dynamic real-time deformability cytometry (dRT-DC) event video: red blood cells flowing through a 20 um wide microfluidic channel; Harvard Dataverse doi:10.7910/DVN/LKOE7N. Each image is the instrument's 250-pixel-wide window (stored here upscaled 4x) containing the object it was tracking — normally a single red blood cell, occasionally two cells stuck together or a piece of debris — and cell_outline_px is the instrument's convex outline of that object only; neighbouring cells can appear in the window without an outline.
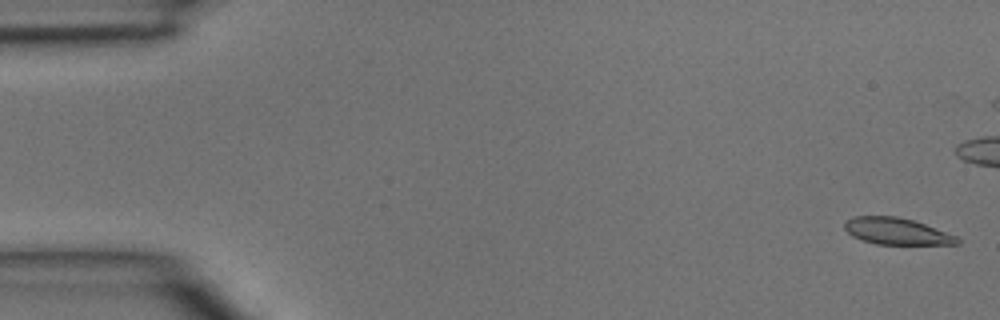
{"species": "common noctule bat (a hibernating species)", "species_latin": "Nyctalus noctula", "temperature_condition": "room temperature", "stored_images_in_passage": 8, "camera_frame_rate_fps": 3000, "um_per_image_px": 0.085, "animal": {"sex": "male", "body_mass_g": 15.6}, "frame": {"image": 1, "passage_image": 1, "time_ms": 0.0, "image_size_px": [1000, 320], "cell_outline_px": [[960, 244], [876, 244], [852, 236], [844, 228], [844, 224], [852, 216], [896, 216], [912, 220], [924, 224], [956, 236], [960, 240]], "centroid_in_image_um": [76.2, 19.65], "position_along_channel_um": 8.8, "area_um2": 17.22}}
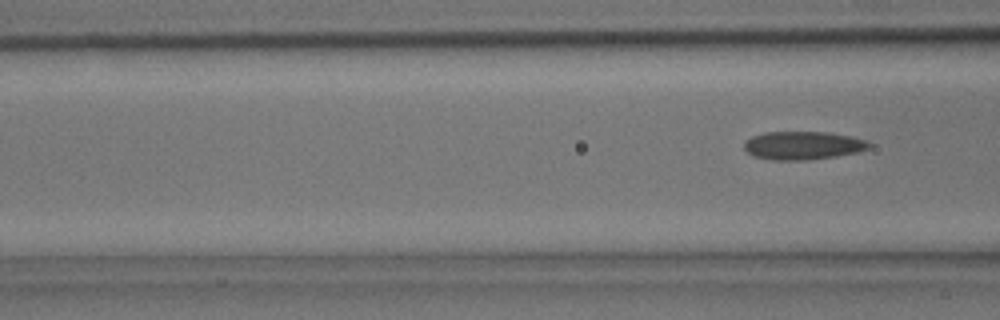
{"frame": {"image": 2, "passage_image": 8, "time_ms": 2.333, "image_size_px": [1000, 320], "cell_outline_px": [[872, 144], [868, 148], [856, 152], [836, 156], [808, 160], [772, 160], [752, 156], [744, 148], [744, 144], [752, 136], [764, 132], [828, 132], [852, 136], [864, 140]], "centroid_in_image_um": [68.23, 12.36], "position_along_channel_um": 98.4, "area_um2": 20.52}}